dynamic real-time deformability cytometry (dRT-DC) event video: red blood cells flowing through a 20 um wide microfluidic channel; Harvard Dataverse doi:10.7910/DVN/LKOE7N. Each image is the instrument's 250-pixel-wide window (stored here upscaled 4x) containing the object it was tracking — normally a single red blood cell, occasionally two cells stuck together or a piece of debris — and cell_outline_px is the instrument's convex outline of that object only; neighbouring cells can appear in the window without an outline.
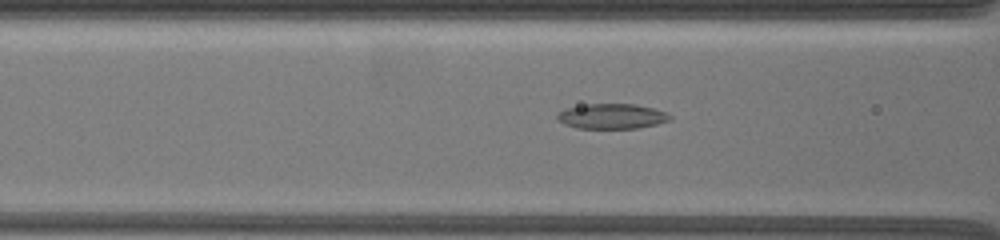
{"species": "common noctule bat (a hibernating species)", "species_latin": "Nyctalus noctula", "temperature_condition": "warm", "stored_images_in_passage": 32, "camera_frame_rate_fps": 3000, "um_per_image_px": 0.085, "animal": {"sex": "female", "body_mass_g": 19.5, "forearm_length_mm": 54.1}, "frame": {"image": 1, "passage_image": 11, "time_ms": 6.333, "image_size_px": [1000, 240], "cell_outline_px": [[672, 120], [640, 128], [576, 128], [564, 124], [556, 120], [556, 112], [564, 108], [588, 104], [632, 104], [656, 108], [672, 116]], "centroid_in_image_um": [51.97, 9.88], "position_along_channel_um": 114.6, "area_um2": 16.7}}
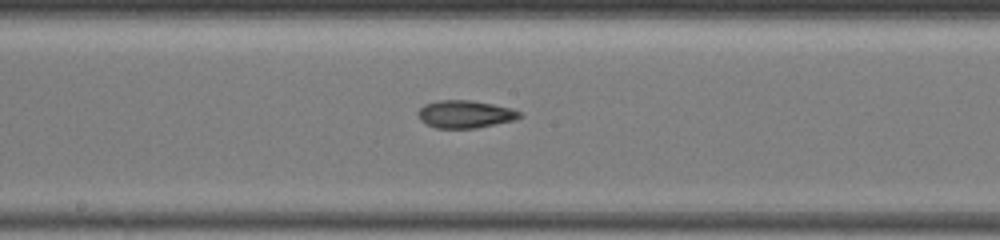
{"frame": {"image": 2, "passage_image": 18, "time_ms": 9.0, "image_size_px": [1000, 240], "cell_outline_px": [[524, 116], [516, 120], [476, 128], [436, 128], [420, 120], [416, 112], [424, 104], [440, 100], [472, 100], [512, 108], [520, 112]], "centroid_in_image_um": [39.56, 9.7], "position_along_channel_um": 208.6, "area_um2": 16.47}}
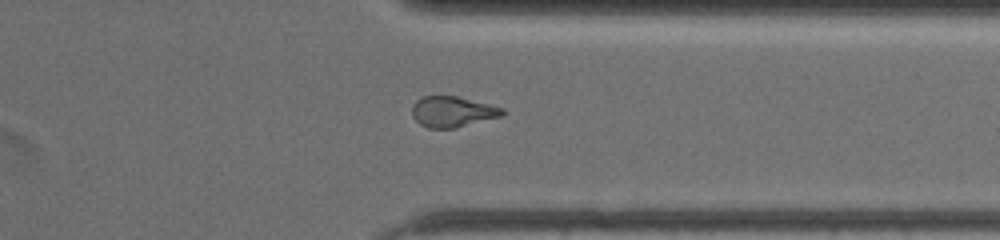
{"frame": {"image": 3, "passage_image": 28, "time_ms": 13.667, "image_size_px": [1000, 240], "cell_outline_px": [[504, 112], [500, 116], [456, 128], [428, 128], [420, 124], [412, 116], [412, 108], [416, 100], [424, 96], [456, 96], [504, 108]], "centroid_in_image_um": [38.43, 9.5], "position_along_channel_um": 373.0, "area_um2": 15.95}}